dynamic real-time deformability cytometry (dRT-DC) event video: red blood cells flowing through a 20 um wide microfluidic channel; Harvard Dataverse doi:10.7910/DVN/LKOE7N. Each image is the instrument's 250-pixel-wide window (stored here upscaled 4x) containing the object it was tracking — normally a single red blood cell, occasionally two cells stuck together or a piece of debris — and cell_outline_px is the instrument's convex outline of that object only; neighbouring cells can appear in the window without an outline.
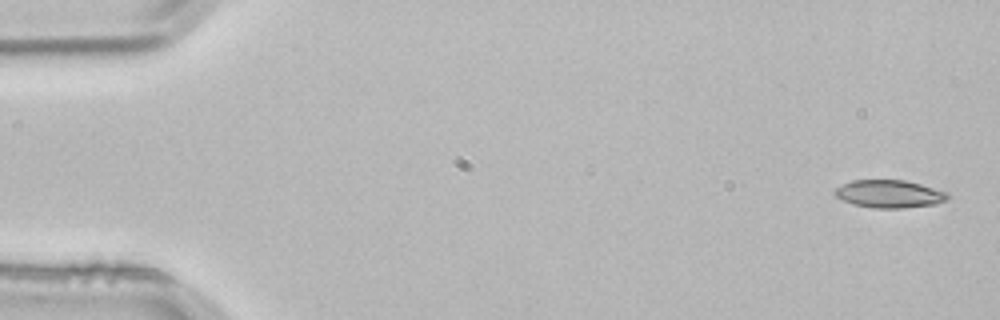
{"species": "common noctule bat (a hibernating species)", "species_latin": "Nyctalus noctula", "temperature_condition": "room temperature", "stored_images_in_passage": 4, "camera_frame_rate_fps": 3000, "um_per_image_px": 0.085, "animal": {"sex": "male", "body_mass_g": 21.5, "forearm_length_mm": 52.0}, "frame": {"image": 1, "passage_image": 1, "time_ms": 0.0, "image_size_px": [1000, 320], "cell_outline_px": [[952, 196], [948, 200], [936, 204], [900, 208], [872, 208], [852, 204], [840, 200], [832, 192], [836, 188], [852, 180], [904, 180], [920, 184], [948, 192]], "centroid_in_image_um": [75.6, 16.49], "position_along_channel_um": 9.4, "area_um2": 18.44}}
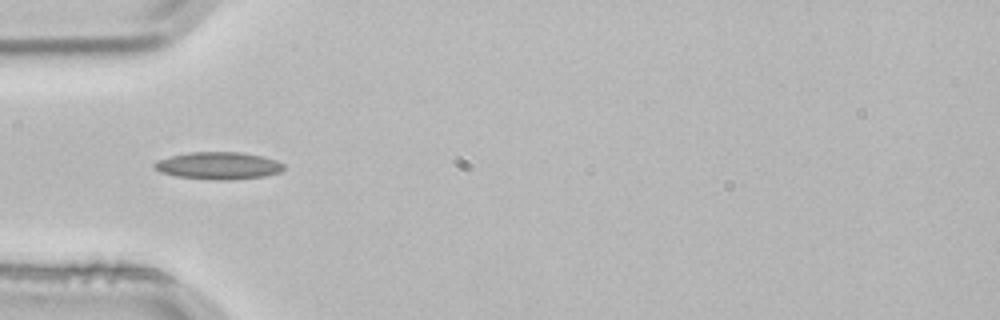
{"frame": {"image": 2, "passage_image": 4, "time_ms": 1.0, "image_size_px": [1000, 320], "cell_outline_px": [[284, 168], [280, 172], [264, 176], [228, 180], [216, 180], [176, 176], [160, 172], [152, 168], [152, 164], [156, 160], [188, 152], [244, 152], [264, 156], [276, 160], [284, 164]], "centroid_in_image_um": [18.55, 14.07], "position_along_channel_um": 66.5, "area_um2": 20.75}}